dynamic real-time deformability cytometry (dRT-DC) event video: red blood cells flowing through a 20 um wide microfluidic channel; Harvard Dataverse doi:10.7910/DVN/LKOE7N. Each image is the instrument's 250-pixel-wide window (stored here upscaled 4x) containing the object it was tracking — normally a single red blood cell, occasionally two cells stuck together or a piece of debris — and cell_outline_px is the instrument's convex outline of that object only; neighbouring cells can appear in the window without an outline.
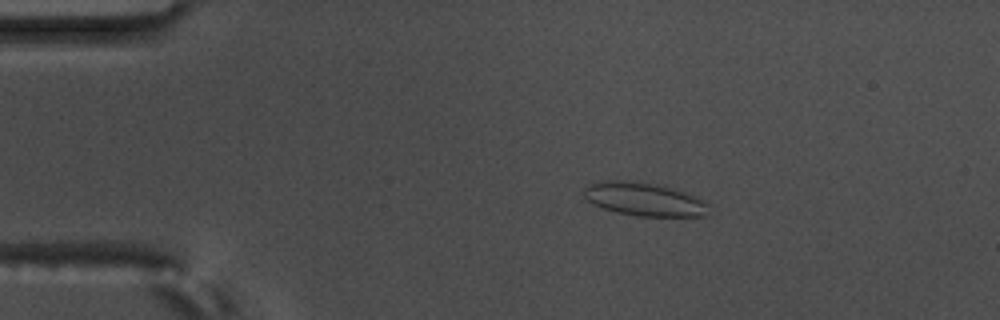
{"species": "common noctule bat (a hibernating species)", "species_latin": "Nyctalus noctula", "temperature_condition": "warm", "stored_images_in_passage": 56, "camera_frame_rate_fps": 3000, "um_per_image_px": 0.085, "animal": {"sex": "male", "body_mass_g": 17.5, "forearm_length_mm": 52.3}, "frame": {"image": 1, "passage_image": 11, "time_ms": 3.333, "image_size_px": [1000, 320], "cell_outline_px": [[708, 216], [640, 216], [616, 212], [592, 204], [584, 196], [584, 188], [588, 184], [600, 180], [620, 180], [648, 184], [668, 188], [684, 192], [696, 196], [704, 200], [708, 204]], "centroid_in_image_um": [54.73, 16.95], "position_along_channel_um": 30.3, "area_um2": 23.93}}
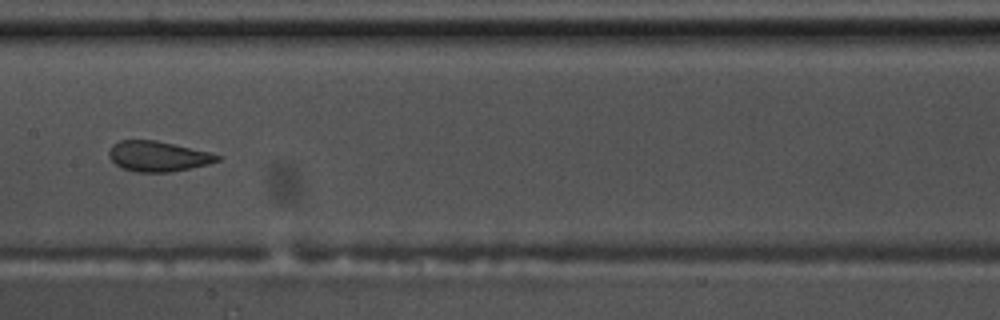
{"frame": {"image": 2, "passage_image": 29, "time_ms": 9.333, "image_size_px": [1000, 320], "cell_outline_px": [[220, 160], [208, 164], [172, 172], [136, 172], [124, 168], [116, 164], [108, 156], [108, 152], [112, 144], [120, 140], [156, 140], [208, 152], [220, 156]], "centroid_in_image_um": [13.39, 13.28], "position_along_channel_um": 194.0, "area_um2": 18.96}}
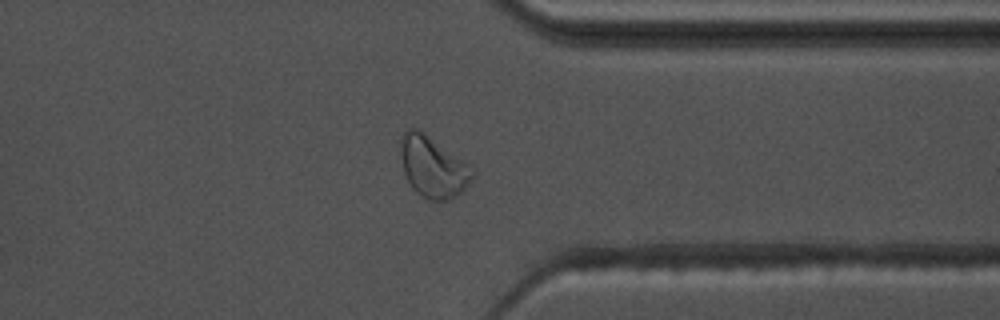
{"frame": {"image": 3, "passage_image": 44, "time_ms": 14.333, "image_size_px": [1000, 320], "cell_outline_px": [[476, 172], [464, 188], [456, 196], [448, 200], [432, 200], [420, 196], [412, 188], [404, 172], [400, 156], [400, 140], [404, 132], [408, 128], [416, 128], [424, 132], [468, 164]], "centroid_in_image_um": [36.77, 14.18], "position_along_channel_um": 374.6, "area_um2": 25.32}, "authors_computed_cell_mechanics": {"area_um2": 21.964, "velocity_mm_per_s": 3.6787, "shape_relaxation_time_tau1_ms": 4.0277, "shape_relaxation_time_tau2_ms": 0.762, "deformation_change_tau1": 0.1512, "deformation_change_tau2": 0.0767}}